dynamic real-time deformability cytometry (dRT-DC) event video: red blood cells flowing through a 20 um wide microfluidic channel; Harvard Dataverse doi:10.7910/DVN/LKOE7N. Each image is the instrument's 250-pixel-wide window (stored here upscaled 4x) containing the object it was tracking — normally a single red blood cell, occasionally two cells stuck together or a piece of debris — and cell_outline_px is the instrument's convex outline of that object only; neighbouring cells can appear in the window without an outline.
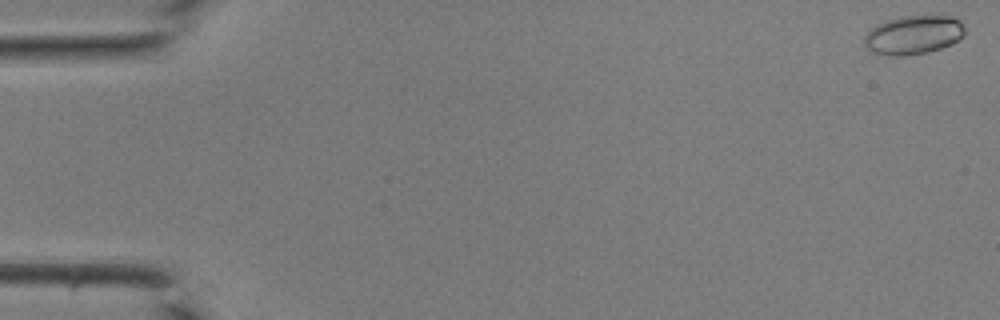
{"species": "common noctule bat (a hibernating species)", "species_latin": "Nyctalus noctula", "temperature_condition": "room temperature", "stored_images_in_passage": 36, "camera_frame_rate_fps": 3000, "um_per_image_px": 0.085, "animal": {"sex": "male", "body_mass_g": 19.0, "forearm_length_mm": 50.8}, "frame": {"image": 1, "passage_image": 1, "time_ms": 0.0, "image_size_px": [1000, 320], "cell_outline_px": [[964, 36], [952, 44], [940, 48], [924, 52], [900, 56], [888, 56], [872, 52], [864, 44], [864, 36], [876, 24], [884, 20], [900, 16], [948, 16], [960, 20], [964, 28]], "centroid_in_image_um": [77.62, 2.96], "position_along_channel_um": 7.4, "area_um2": 22.72}}
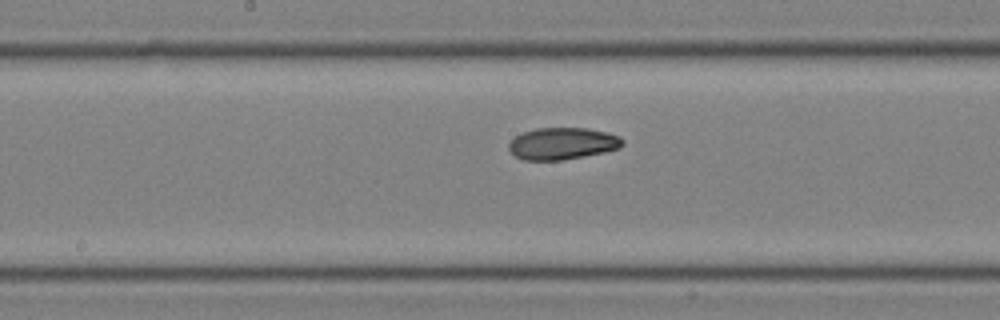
{"frame": {"image": 2, "passage_image": 23, "time_ms": 7.333, "image_size_px": [1000, 320], "cell_outline_px": [[624, 144], [620, 148], [604, 152], [584, 156], [560, 160], [524, 160], [516, 156], [508, 148], [508, 144], [516, 136], [524, 132], [536, 128], [588, 128], [608, 132], [620, 136], [624, 140]], "centroid_in_image_um": [47.85, 12.19], "position_along_channel_um": 200.4, "area_um2": 21.15}}
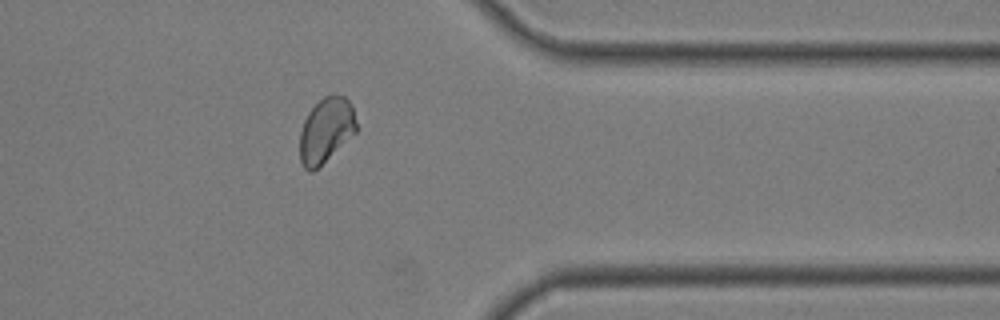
{"frame": {"image": 3, "passage_image": 35, "time_ms": 11.333, "image_size_px": [1000, 320], "cell_outline_px": [[356, 132], [312, 172], [308, 172], [304, 168], [300, 160], [300, 132], [304, 120], [308, 112], [324, 96], [344, 96], [352, 104], [356, 124]], "centroid_in_image_um": [27.69, 11.07], "position_along_channel_um": 383.7, "area_um2": 20.98}}